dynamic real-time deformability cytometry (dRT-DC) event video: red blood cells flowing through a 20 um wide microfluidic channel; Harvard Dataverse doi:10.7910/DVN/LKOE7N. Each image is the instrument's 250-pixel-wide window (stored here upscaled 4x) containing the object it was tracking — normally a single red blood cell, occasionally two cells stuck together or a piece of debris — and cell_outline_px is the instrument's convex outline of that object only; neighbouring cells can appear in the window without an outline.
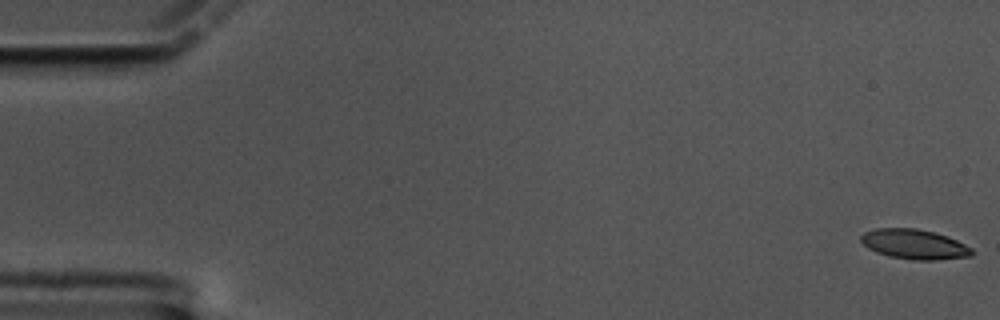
{"species": "common noctule bat (a hibernating species)", "species_latin": "Nyctalus noctula", "temperature_condition": "cold", "stored_images_in_passage": 57, "camera_frame_rate_fps": 3000, "um_per_image_px": 0.085, "animal": {"sex": "male", "body_mass_g": 17.5, "forearm_length_mm": 52.3}, "frame": {"image": 1, "passage_image": 1, "time_ms": 0.0, "image_size_px": [1000, 320], "cell_outline_px": [[972, 256], [936, 260], [912, 260], [888, 256], [876, 252], [868, 248], [860, 240], [860, 236], [864, 232], [876, 228], [916, 228], [948, 236], [972, 248]], "centroid_in_image_um": [77.7, 20.76], "position_along_channel_um": 7.3, "area_um2": 19.31}}
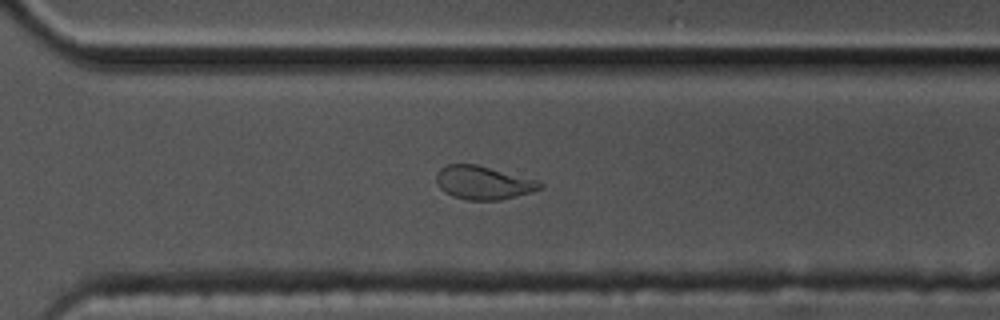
{"frame": {"image": 2, "passage_image": 43, "time_ms": 14.0, "image_size_px": [1000, 320], "cell_outline_px": [[544, 188], [516, 196], [500, 200], [468, 200], [452, 196], [444, 192], [436, 184], [436, 172], [440, 168], [448, 164], [476, 164], [536, 180], [544, 184]], "centroid_in_image_um": [41.04, 15.53], "position_along_channel_um": 329.6, "area_um2": 20.17}}
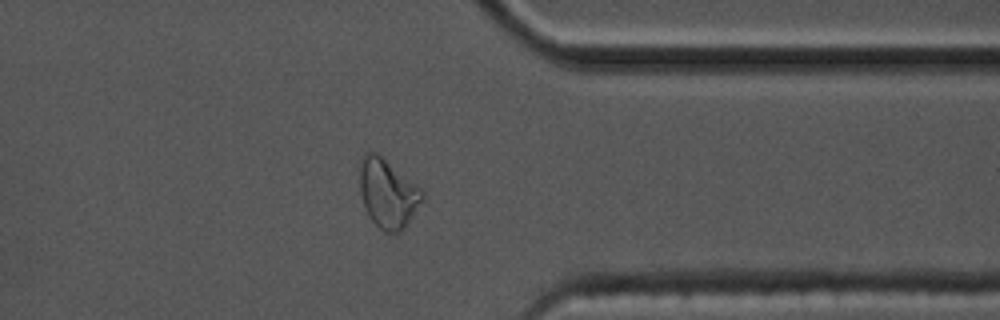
{"frame": {"image": 3, "passage_image": 48, "time_ms": 15.667, "image_size_px": [1000, 320], "cell_outline_px": [[424, 200], [404, 228], [400, 232], [384, 232], [368, 216], [364, 208], [360, 192], [356, 168], [356, 164], [360, 156], [364, 152], [376, 152], [416, 184], [424, 192]], "centroid_in_image_um": [32.89, 16.39], "position_along_channel_um": 378.5, "area_um2": 25.72}, "authors_computed_cell_mechanics": {"area_um2": 20.2878, "velocity_mm_per_s": 3.3312, "shape_relaxation_time_tau1_ms": 6.6952, "shape_relaxation_time_tau2_ms": 2.4359, "deformation_change_tau1": 0.1622, "deformation_change_tau2": 0.0878}}